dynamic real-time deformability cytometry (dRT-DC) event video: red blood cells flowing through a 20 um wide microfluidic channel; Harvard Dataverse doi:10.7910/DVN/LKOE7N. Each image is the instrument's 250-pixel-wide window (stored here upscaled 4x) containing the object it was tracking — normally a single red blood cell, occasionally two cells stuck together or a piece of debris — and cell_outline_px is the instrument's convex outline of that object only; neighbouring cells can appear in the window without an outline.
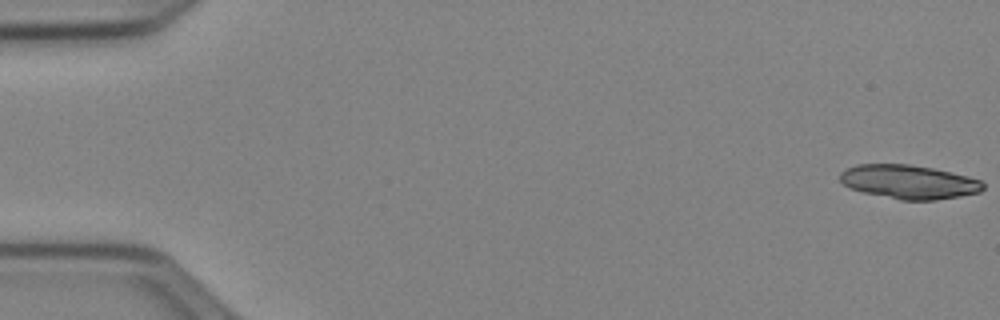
{"species": "Egyptian fruit bat (a non-hibernating species)", "species_latin": "Rousettus aegyptiacus", "temperature_condition": "cold", "stored_images_in_passage": 7, "camera_frame_rate_fps": 3000, "um_per_image_px": 0.085, "animal": {"sex": "female"}, "frame": {"image": 1, "passage_image": 1, "time_ms": 0.0, "image_size_px": [1000, 320], "cell_outline_px": [[984, 188], [980, 192], [960, 196], [936, 200], [900, 200], [864, 192], [852, 188], [844, 184], [840, 180], [840, 172], [856, 164], [908, 164], [932, 168], [968, 176], [980, 180], [984, 184]], "centroid_in_image_um": [77.27, 15.46], "position_along_channel_um": 7.7, "area_um2": 28.09}}